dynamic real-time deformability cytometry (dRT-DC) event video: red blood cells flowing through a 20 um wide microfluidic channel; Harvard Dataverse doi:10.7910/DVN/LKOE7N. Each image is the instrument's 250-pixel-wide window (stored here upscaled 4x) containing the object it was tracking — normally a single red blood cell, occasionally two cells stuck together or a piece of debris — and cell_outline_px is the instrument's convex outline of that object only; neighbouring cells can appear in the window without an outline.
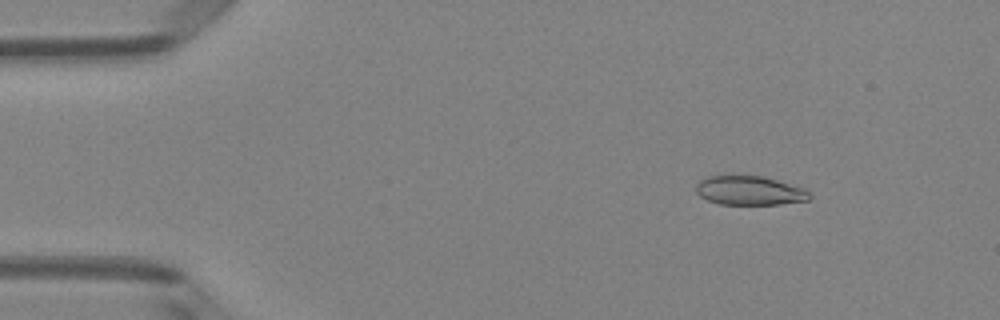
{"species": "Egyptian fruit bat (a non-hibernating species)", "species_latin": "Rousettus aegyptiacus", "temperature_condition": "room temperature", "stored_images_in_passage": 51, "camera_frame_rate_fps": 3000, "um_per_image_px": 0.085, "animal": {"sex": "female"}, "frame": {"image": 1, "passage_image": 7, "time_ms": 2.0, "image_size_px": [1000, 320], "cell_outline_px": [[812, 196], [808, 200], [780, 204], [720, 204], [708, 200], [700, 196], [696, 192], [696, 184], [700, 180], [708, 176], [764, 176], [804, 188]], "centroid_in_image_um": [63.71, 16.2], "position_along_channel_um": 21.3, "area_um2": 19.13}}
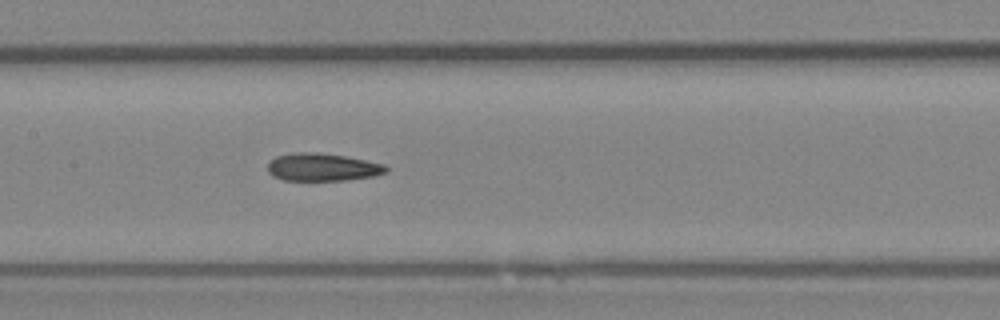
{"frame": {"image": 2, "passage_image": 25, "time_ms": 8.0, "image_size_px": [1000, 320], "cell_outline_px": [[388, 172], [372, 176], [344, 180], [284, 180], [272, 176], [268, 172], [268, 164], [276, 156], [292, 152], [320, 152], [344, 156], [384, 164], [388, 168]], "centroid_in_image_um": [27.38, 14.2], "position_along_channel_um": 180.0, "area_um2": 19.07}}
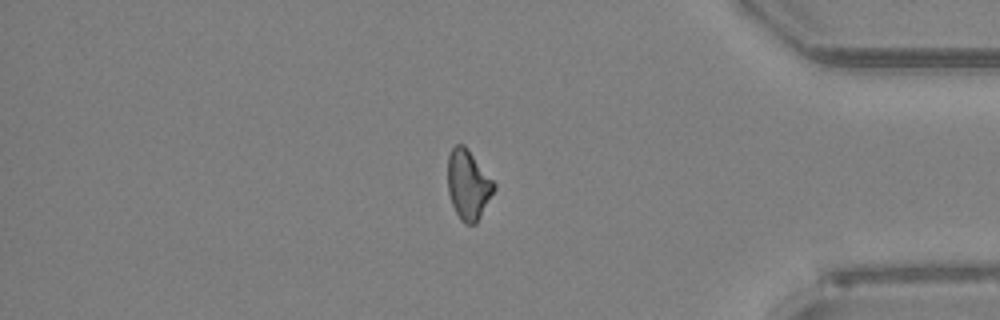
{"frame": {"image": 3, "passage_image": 43, "time_ms": 14.0, "image_size_px": [1000, 320], "cell_outline_px": [[496, 188], [476, 224], [464, 224], [460, 220], [452, 204], [448, 192], [448, 156], [452, 148], [456, 144], [464, 144], [468, 148], [496, 184]], "centroid_in_image_um": [39.8, 15.7], "position_along_channel_um": 395.4, "area_um2": 18.84}, "authors_computed_cell_mechanics": {"area_um2": 19.1896, "velocity_mm_per_s": 4.0533, "shape_relaxation_time_tau1_ms": null, "shape_relaxation_time_tau2_ms": 6.4247, "deformation_change_tau1": null, "deformation_change_tau2": 0.14}}